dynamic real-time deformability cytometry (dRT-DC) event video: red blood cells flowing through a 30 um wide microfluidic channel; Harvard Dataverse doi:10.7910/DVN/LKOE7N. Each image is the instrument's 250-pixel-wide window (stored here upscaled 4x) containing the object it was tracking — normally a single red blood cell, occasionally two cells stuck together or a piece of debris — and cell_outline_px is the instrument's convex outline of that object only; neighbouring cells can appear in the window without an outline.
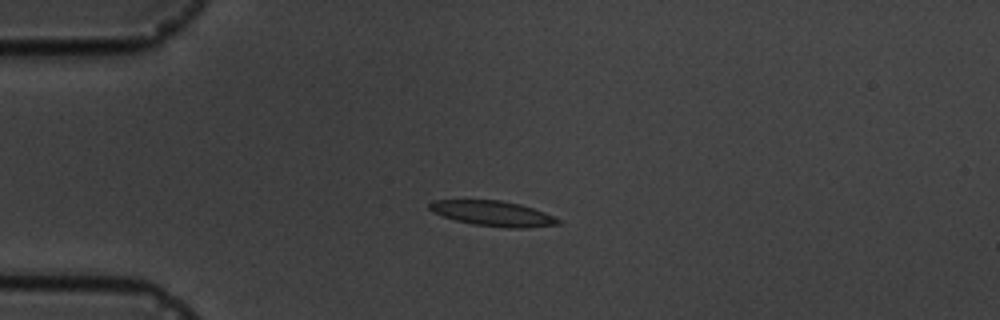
{"species": "common noctule bat (a hibernating species)", "species_latin": "Nyctalus noctula", "temperature_condition": "cold", "stored_images_in_passage": 7, "camera_frame_rate_fps": 3000, "um_per_image_px": 0.085, "animal": {"sex": "male", "body_mass_g": 19.5, "forearm_length_mm": 54.6}, "frame": {"image": 1, "passage_image": 4, "time_ms": 3.667, "image_size_px": [1000, 320], "cell_outline_px": [[564, 224], [528, 228], [508, 228], [472, 224], [456, 220], [432, 212], [428, 208], [428, 204], [432, 200], [500, 200], [520, 204], [544, 212], [560, 220]], "centroid_in_image_um": [41.91, 18.15], "position_along_channel_um": 43.1, "area_um2": 18.96}}
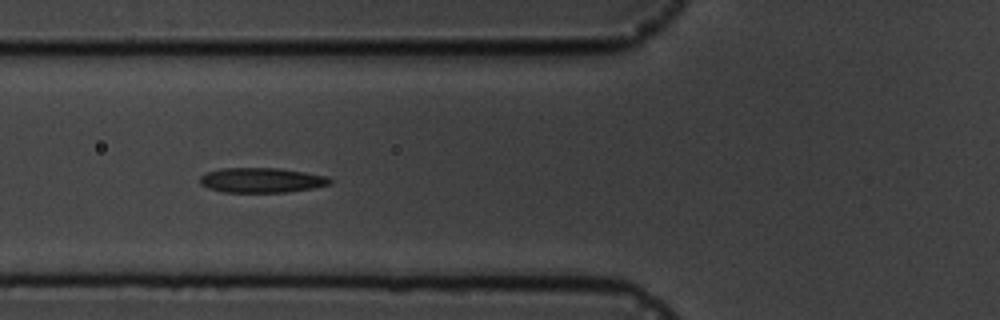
{"frame": {"image": 2, "passage_image": 6, "time_ms": 6.0, "image_size_px": [1000, 320], "cell_outline_px": [[332, 184], [312, 188], [284, 192], [224, 192], [208, 188], [200, 184], [200, 176], [208, 172], [220, 168], [280, 168], [328, 176], [332, 180]], "centroid_in_image_um": [22.24, 15.31], "position_along_channel_um": 103.6, "area_um2": 18.84}}
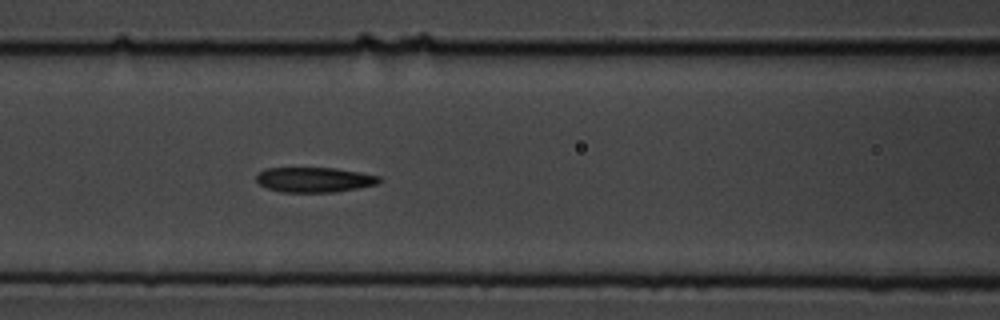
{"frame": {"image": 3, "passage_image": 7, "time_ms": 7.0, "image_size_px": [1000, 320], "cell_outline_px": [[380, 180], [376, 184], [356, 188], [332, 192], [280, 192], [268, 188], [260, 184], [256, 180], [256, 176], [264, 168], [336, 168], [360, 172], [380, 176]], "centroid_in_image_um": [26.69, 15.27], "position_along_channel_um": 139.9, "area_um2": 17.74}}